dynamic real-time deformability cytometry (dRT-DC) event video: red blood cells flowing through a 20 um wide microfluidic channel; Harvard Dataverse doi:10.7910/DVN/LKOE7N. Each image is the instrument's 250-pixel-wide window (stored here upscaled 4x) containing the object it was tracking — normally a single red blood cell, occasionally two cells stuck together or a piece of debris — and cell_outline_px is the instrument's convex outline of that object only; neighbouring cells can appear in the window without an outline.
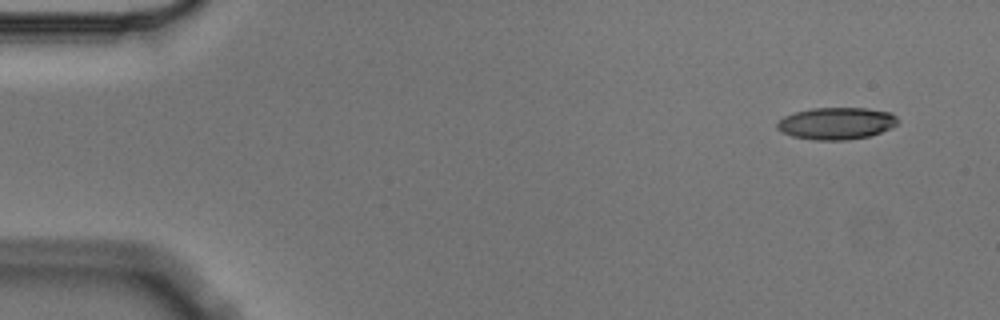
{"species": "Egyptian fruit bat (a non-hibernating species)", "species_latin": "Rousettus aegyptiacus", "temperature_condition": "cold", "stored_images_in_passage": 5, "segment_of_instrument_passage": [1, 2], "camera_frame_rate_fps": 3000, "um_per_image_px": 0.085, "animal": {"sex": "male"}, "frame": {"image": 1, "passage_image": 1, "time_ms": 0.0, "image_size_px": [1000, 320], "cell_outline_px": [[900, 120], [892, 128], [868, 136], [848, 140], [816, 140], [792, 136], [776, 128], [776, 124], [784, 116], [792, 112], [812, 108], [864, 108], [892, 112]], "centroid_in_image_um": [71.11, 10.48], "position_along_channel_um": 13.9, "area_um2": 22.6}}